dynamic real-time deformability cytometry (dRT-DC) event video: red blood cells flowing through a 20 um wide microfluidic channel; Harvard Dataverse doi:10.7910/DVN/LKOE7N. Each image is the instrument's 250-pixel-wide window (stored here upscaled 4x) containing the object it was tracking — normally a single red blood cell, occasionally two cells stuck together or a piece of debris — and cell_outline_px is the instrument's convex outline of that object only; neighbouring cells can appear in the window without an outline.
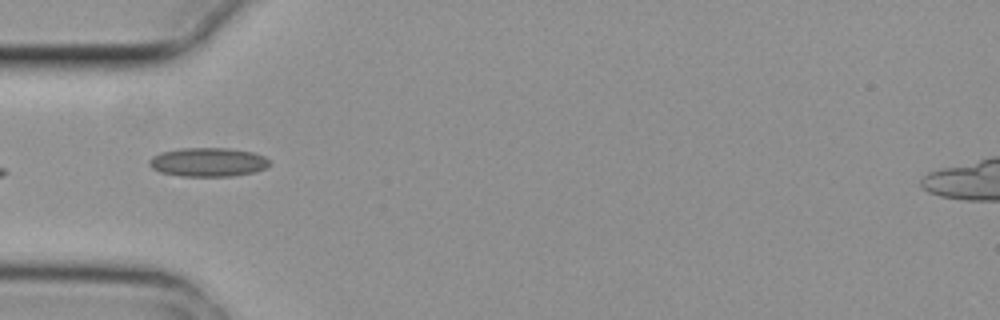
{"species": "common noctule bat (a hibernating species)", "species_latin": "Nyctalus noctula", "temperature_condition": "cold", "stored_images_in_passage": 3, "camera_frame_rate_fps": 3000, "um_per_image_px": 0.085, "animal": {"sex": "female", "body_mass_g": 29.2, "forearm_length_mm": 56.3}, "frame": {"image": 1, "passage_image": 1, "time_ms": 0.0, "image_size_px": [1000, 320], "cell_outline_px": [[268, 164], [264, 168], [256, 172], [232, 176], [180, 176], [160, 172], [152, 168], [148, 164], [148, 160], [152, 156], [160, 152], [180, 148], [228, 148], [252, 152], [264, 156], [268, 160]], "centroid_in_image_um": [17.64, 13.78], "position_along_channel_um": 67.4, "area_um2": 20.29}}
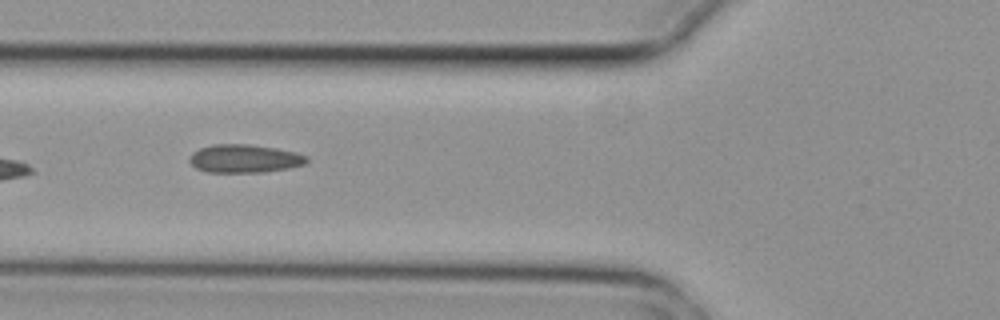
{"frame": {"image": 2, "passage_image": 2, "time_ms": 0.333, "image_size_px": [1000, 320], "cell_outline_px": [[308, 160], [304, 164], [288, 168], [264, 172], [208, 172], [196, 168], [188, 160], [192, 152], [200, 148], [212, 144], [248, 144], [276, 148], [296, 152], [308, 156]], "centroid_in_image_um": [20.77, 13.47], "position_along_channel_um": 105.0, "area_um2": 19.31}}
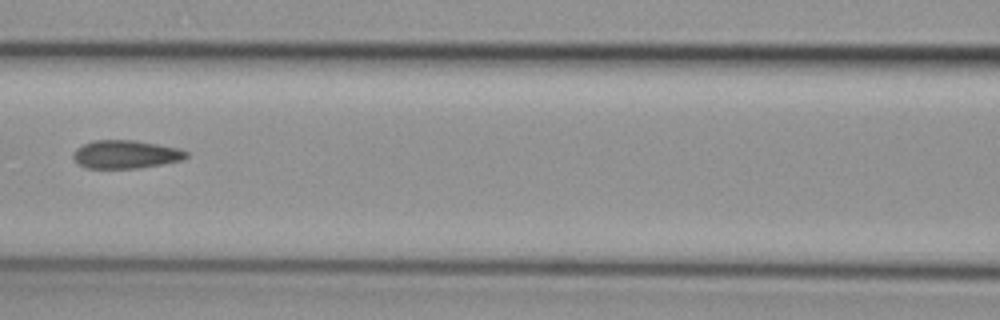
{"frame": {"image": 3, "passage_image": 3, "time_ms": 0.667, "image_size_px": [1000, 320], "cell_outline_px": [[188, 156], [184, 160], [140, 168], [84, 168], [72, 156], [72, 152], [76, 148], [92, 140], [136, 140], [180, 148], [188, 152]], "centroid_in_image_um": [10.71, 13.11], "position_along_channel_um": 155.9, "area_um2": 18.79}}